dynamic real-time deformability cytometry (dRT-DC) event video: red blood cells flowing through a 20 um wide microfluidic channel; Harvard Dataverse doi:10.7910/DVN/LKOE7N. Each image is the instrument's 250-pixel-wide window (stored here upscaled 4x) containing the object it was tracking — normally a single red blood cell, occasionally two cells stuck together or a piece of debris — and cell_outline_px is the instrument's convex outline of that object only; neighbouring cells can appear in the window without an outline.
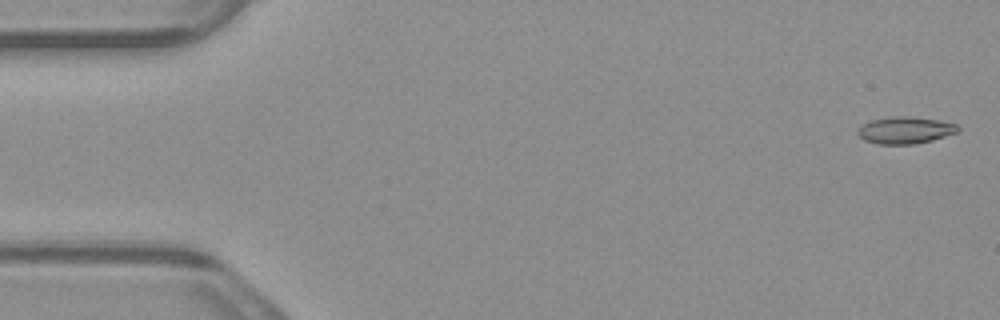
{"species": "common noctule bat (a hibernating species)", "species_latin": "Nyctalus noctula", "temperature_condition": "warm", "stored_images_in_passage": 5, "camera_frame_rate_fps": 3000, "um_per_image_px": 0.085, "animal": {"sex": "male", "body_mass_g": 23.1, "forearm_length_mm": 52.7}, "frame": {"image": 1, "passage_image": 1, "time_ms": 0.0, "image_size_px": [1000, 320], "cell_outline_px": [[960, 128], [956, 132], [932, 140], [912, 144], [880, 144], [864, 140], [856, 132], [864, 124], [872, 120], [896, 116], [908, 116], [936, 120], [956, 124]], "centroid_in_image_um": [76.93, 11.07], "position_along_channel_um": 8.1, "area_um2": 15.32}}
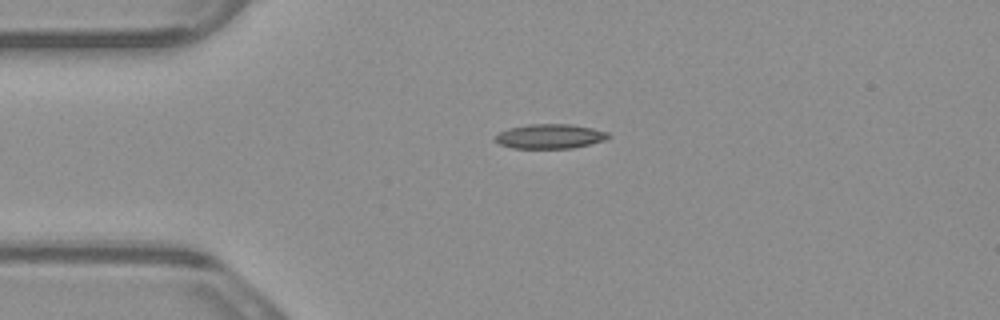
{"frame": {"image": 2, "passage_image": 4, "time_ms": 1.0, "image_size_px": [1000, 320], "cell_outline_px": [[612, 136], [604, 140], [572, 148], [512, 148], [500, 144], [492, 140], [500, 132], [508, 128], [528, 124], [572, 124], [592, 128], [608, 132]], "centroid_in_image_um": [46.73, 11.58], "position_along_channel_um": 38.3, "area_um2": 16.18}}